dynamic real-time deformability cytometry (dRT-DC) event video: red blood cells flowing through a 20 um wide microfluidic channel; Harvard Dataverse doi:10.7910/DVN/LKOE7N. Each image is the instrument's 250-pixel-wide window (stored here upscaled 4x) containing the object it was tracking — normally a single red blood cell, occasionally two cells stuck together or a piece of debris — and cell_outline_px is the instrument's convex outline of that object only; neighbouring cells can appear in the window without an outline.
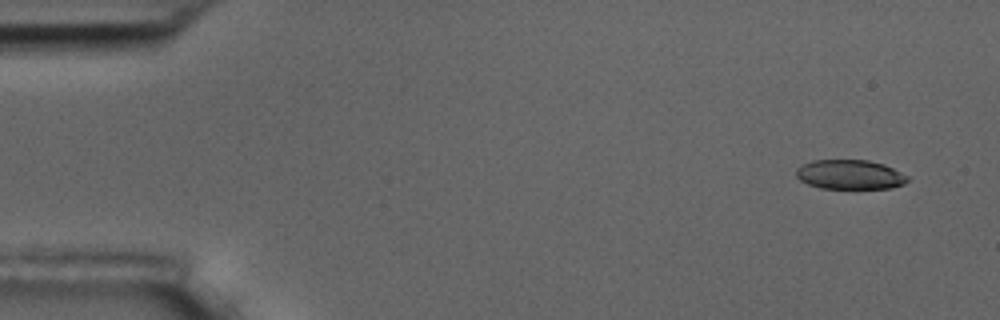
{"species": "common noctule bat (a hibernating species)", "species_latin": "Nyctalus noctula", "temperature_condition": "room temperature", "stored_images_in_passage": 5, "segment_of_instrument_passage": [2, 2], "camera_frame_rate_fps": 3000, "um_per_image_px": 0.085, "animal": {"sex": "male", "body_mass_g": 17.5, "forearm_length_mm": 52.3}, "frame": {"image": 1, "passage_image": 5, "time_ms": 5.333, "image_size_px": [1000, 320], "cell_outline_px": [[908, 180], [904, 184], [892, 188], [820, 188], [808, 184], [800, 180], [796, 176], [796, 168], [812, 160], [868, 160], [884, 164], [908, 176]], "centroid_in_image_um": [72.23, 14.83], "position_along_channel_um": 12.8, "area_um2": 19.07}}